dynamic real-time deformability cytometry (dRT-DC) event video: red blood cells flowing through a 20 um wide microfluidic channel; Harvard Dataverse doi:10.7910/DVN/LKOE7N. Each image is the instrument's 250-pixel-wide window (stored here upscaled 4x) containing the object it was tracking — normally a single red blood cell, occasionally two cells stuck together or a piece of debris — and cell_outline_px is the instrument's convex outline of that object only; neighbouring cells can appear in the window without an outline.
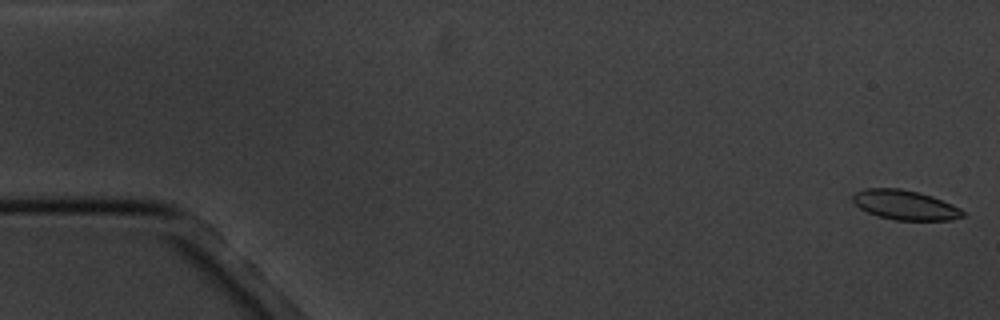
{"species": "common noctule bat (a hibernating species)", "species_latin": "Nyctalus noctula", "temperature_condition": "cold", "stored_images_in_passage": 6, "camera_frame_rate_fps": 3000, "um_per_image_px": 0.085, "animal": {"sex": "male", "body_mass_g": 20.1, "forearm_length_mm": 53.5}, "frame": {"image": 1, "passage_image": 1, "time_ms": 0.0, "image_size_px": [1000, 320], "cell_outline_px": [[964, 216], [948, 220], [896, 220], [876, 216], [860, 208], [852, 200], [852, 196], [856, 192], [864, 188], [900, 188], [920, 192], [932, 196], [952, 204], [960, 208], [964, 212]], "centroid_in_image_um": [76.92, 17.41], "position_along_channel_um": 8.1, "area_um2": 19.02}}